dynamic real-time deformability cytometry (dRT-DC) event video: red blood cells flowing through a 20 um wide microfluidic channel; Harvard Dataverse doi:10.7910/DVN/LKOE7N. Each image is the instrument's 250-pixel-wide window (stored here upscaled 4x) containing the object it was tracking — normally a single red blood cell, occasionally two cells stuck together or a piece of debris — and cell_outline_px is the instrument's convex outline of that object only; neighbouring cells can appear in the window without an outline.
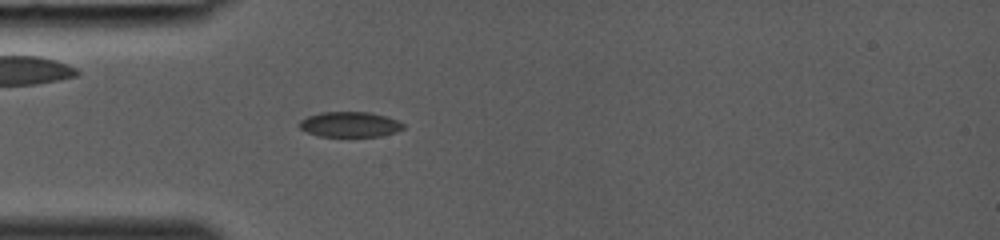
{"species": "common noctule bat (a hibernating species)", "species_latin": "Nyctalus noctula", "temperature_condition": "room temperature", "stored_images_in_passage": 38, "camera_frame_rate_fps": 3000, "um_per_image_px": 0.085, "animal": {"sex": "female", "body_mass_g": 19.0, "forearm_length_mm": 53.3}, "frame": {"image": 1, "passage_image": 11, "time_ms": 3.333, "image_size_px": [1000, 240], "cell_outline_px": [[404, 128], [396, 132], [380, 136], [320, 136], [308, 132], [300, 128], [300, 120], [308, 116], [320, 112], [372, 112], [396, 120], [404, 124]], "centroid_in_image_um": [29.75, 10.57], "position_along_channel_um": 55.3, "area_um2": 15.14}}
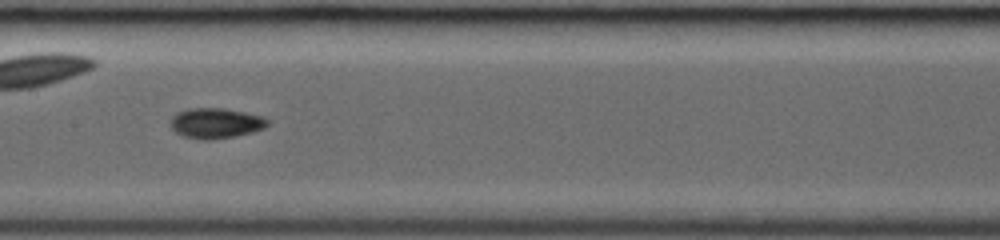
{"frame": {"image": 2, "passage_image": 19, "time_ms": 6.0, "image_size_px": [1000, 240], "cell_outline_px": [[268, 124], [264, 128], [252, 132], [236, 136], [208, 140], [200, 140], [184, 136], [176, 132], [168, 124], [172, 116], [176, 112], [188, 108], [224, 108], [264, 116], [268, 120]], "centroid_in_image_um": [18.31, 10.46], "position_along_channel_um": 189.1, "area_um2": 17.34}}
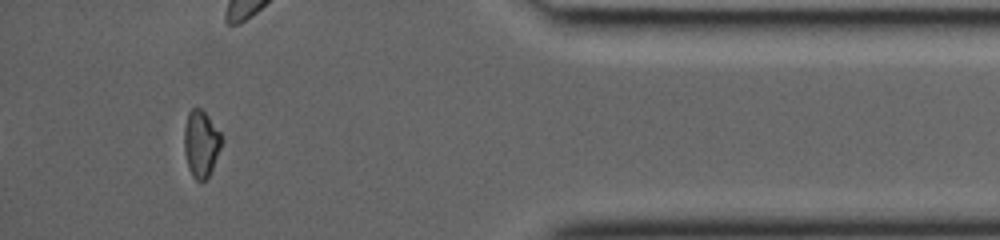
{"frame": {"image": 3, "passage_image": 34, "time_ms": 11.0, "image_size_px": [1000, 240], "cell_outline_px": [[224, 140], [212, 168], [208, 176], [204, 180], [196, 180], [192, 176], [188, 168], [184, 152], [184, 128], [188, 112], [192, 108], [200, 108], [208, 116], [220, 132]], "centroid_in_image_um": [17.08, 12.2], "position_along_channel_um": 418.1, "area_um2": 14.57}}